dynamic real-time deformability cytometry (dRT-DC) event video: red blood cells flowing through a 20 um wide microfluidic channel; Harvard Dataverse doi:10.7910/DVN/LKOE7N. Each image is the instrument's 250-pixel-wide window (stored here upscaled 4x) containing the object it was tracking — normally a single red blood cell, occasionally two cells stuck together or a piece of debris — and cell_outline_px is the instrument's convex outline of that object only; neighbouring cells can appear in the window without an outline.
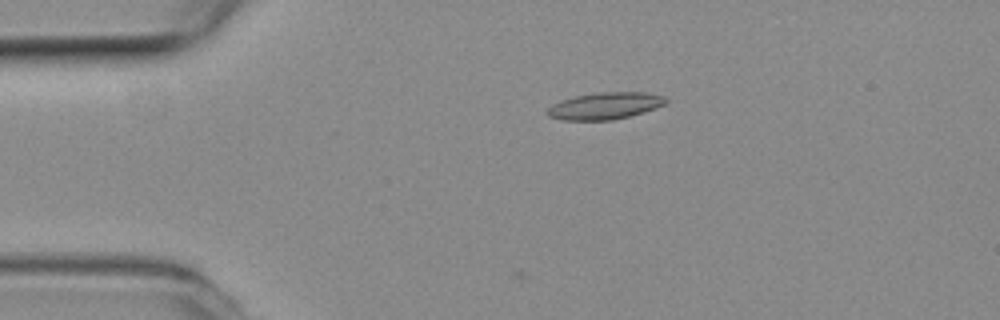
{"species": "common noctule bat (a hibernating species)", "species_latin": "Nyctalus noctula", "temperature_condition": "room temperature", "stored_images_in_passage": 4, "camera_frame_rate_fps": 3000, "um_per_image_px": 0.085, "animal": {"sex": "female", "body_mass_g": 19.3, "forearm_length_mm": 54.1}, "frame": {"image": 1, "passage_image": 1, "time_ms": 0.0, "image_size_px": [1000, 320], "cell_outline_px": [[668, 100], [664, 104], [656, 108], [628, 116], [612, 120], [564, 120], [548, 116], [548, 108], [552, 104], [560, 100], [576, 96], [600, 92], [644, 92], [660, 96]], "centroid_in_image_um": [51.39, 9.0], "position_along_channel_um": 33.6, "area_um2": 18.26}}